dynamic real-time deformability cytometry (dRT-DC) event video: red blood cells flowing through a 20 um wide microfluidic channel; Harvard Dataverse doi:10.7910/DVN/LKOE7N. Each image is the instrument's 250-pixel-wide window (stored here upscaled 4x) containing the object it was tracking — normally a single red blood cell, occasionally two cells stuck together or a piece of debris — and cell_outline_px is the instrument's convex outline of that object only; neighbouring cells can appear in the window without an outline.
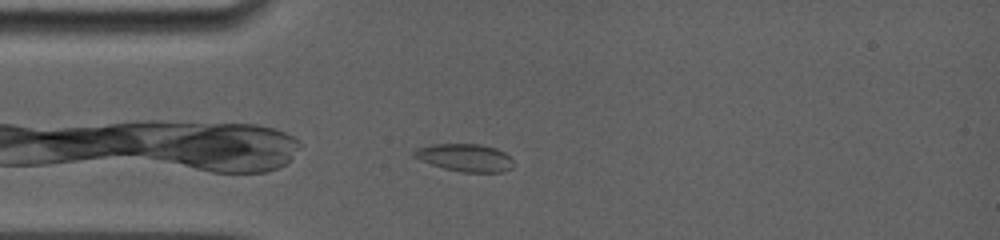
{"species": "common noctule bat (a hibernating species)", "species_latin": "Nyctalus noctula", "temperature_condition": "room temperature", "stored_images_in_passage": 22, "camera_frame_rate_fps": 5000, "um_per_image_px": 0.085, "animal": {"sex": "female", "body_mass_g": 19.0, "forearm_length_mm": 56.7}, "frame": {"image": 1, "passage_image": 2, "time_ms": 0.6, "image_size_px": [1000, 240], "cell_outline_px": [[512, 168], [504, 172], [460, 172], [444, 168], [420, 160], [412, 156], [412, 152], [416, 148], [432, 144], [480, 144], [496, 148], [512, 156]], "centroid_in_image_um": [39.54, 13.39], "position_along_channel_um": 45.5, "area_um2": 16.13}}
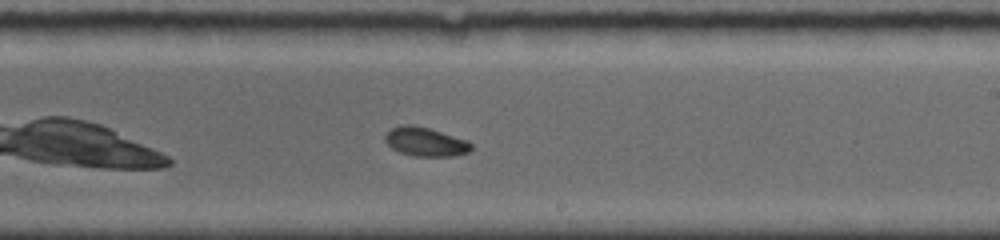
{"frame": {"image": 2, "passage_image": 13, "time_ms": 6.2, "image_size_px": [1000, 240], "cell_outline_px": [[472, 148], [468, 152], [452, 156], [416, 156], [400, 152], [392, 148], [384, 140], [384, 136], [392, 128], [400, 124], [412, 124], [428, 128], [468, 140], [472, 144]], "centroid_in_image_um": [36.16, 12.04], "position_along_channel_um": 252.8, "area_um2": 14.45}}
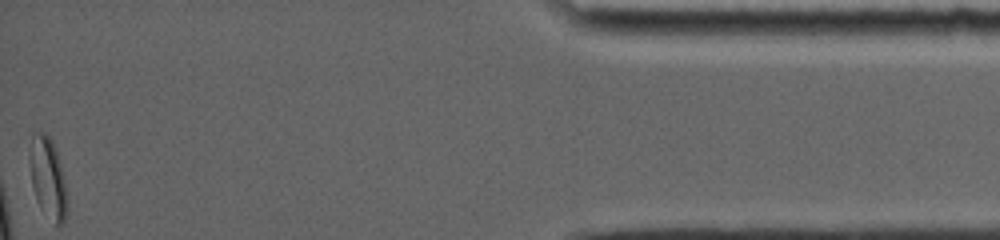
{"frame": {"image": 3, "passage_image": 22, "time_ms": 12.6, "image_size_px": [1000, 240], "cell_outline_px": [[68, 208], [64, 220], [60, 224], [56, 224], [40, 208], [32, 184], [32, 136], [36, 132], [44, 132], [52, 140], [56, 148], [64, 180], [68, 204]], "centroid_in_image_um": [4.12, 15.15], "position_along_channel_um": 431.1, "area_um2": 16.82}, "authors_computed_cell_mechanics": {"area_um2": 14.9413, "velocity_mm_per_s": 3.9035, "shape_relaxation_time_tau1_ms": 7.2974, "shape_relaxation_time_tau2_ms": 6.6921, "deformation_change_tau1": 0.1029, "deformation_change_tau2": 0.0855}}